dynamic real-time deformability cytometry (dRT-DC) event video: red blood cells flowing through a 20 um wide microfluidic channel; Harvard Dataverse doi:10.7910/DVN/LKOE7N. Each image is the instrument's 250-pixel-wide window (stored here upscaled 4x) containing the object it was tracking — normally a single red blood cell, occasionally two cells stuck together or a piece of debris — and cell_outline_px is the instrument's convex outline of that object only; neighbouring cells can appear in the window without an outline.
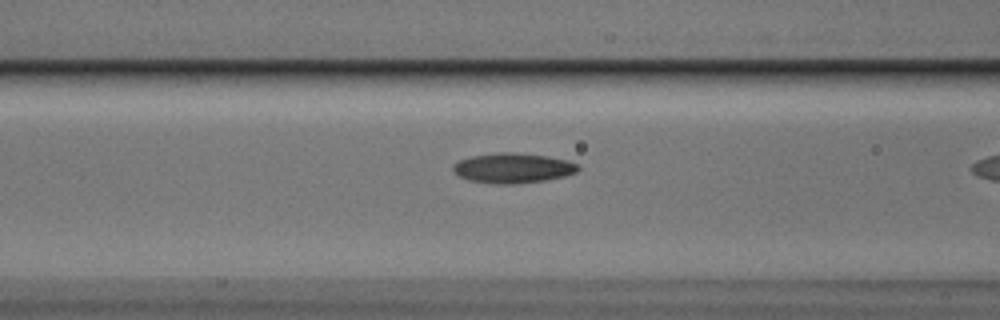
{"species": "Egyptian fruit bat (a non-hibernating species)", "species_latin": "Rousettus aegyptiacus", "temperature_condition": "cold", "stored_images_in_passage": 39, "camera_frame_rate_fps": 3000, "um_per_image_px": 0.085, "animal": {"sex": "male"}, "frame": {"image": 1, "passage_image": 18, "time_ms": 5.667, "image_size_px": [1000, 320], "cell_outline_px": [[580, 168], [576, 172], [564, 176], [544, 180], [512, 184], [496, 184], [468, 180], [460, 176], [452, 168], [452, 164], [460, 160], [472, 156], [496, 152], [512, 152], [544, 156], [568, 160], [580, 164]], "centroid_in_image_um": [43.6, 14.28], "position_along_channel_um": 123.0, "area_um2": 21.73}}
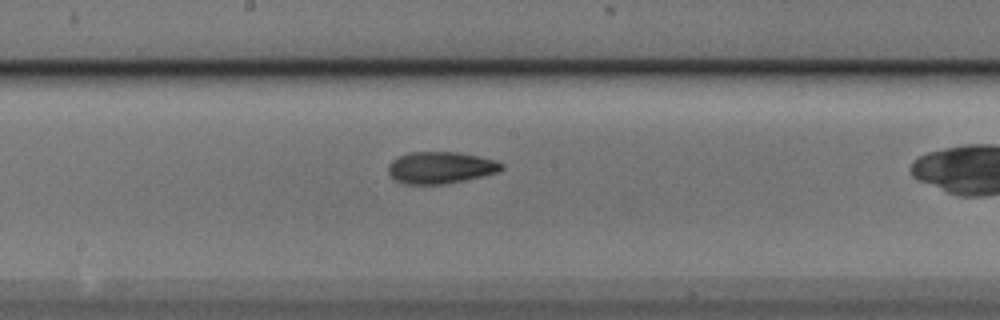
{"frame": {"image": 2, "passage_image": 25, "time_ms": 8.0, "image_size_px": [1000, 320], "cell_outline_px": [[504, 168], [500, 172], [464, 180], [444, 184], [404, 184], [396, 180], [388, 172], [388, 164], [392, 160], [408, 152], [456, 152], [496, 160], [504, 164]], "centroid_in_image_um": [37.46, 14.25], "position_along_channel_um": 210.7, "area_um2": 20.98}}
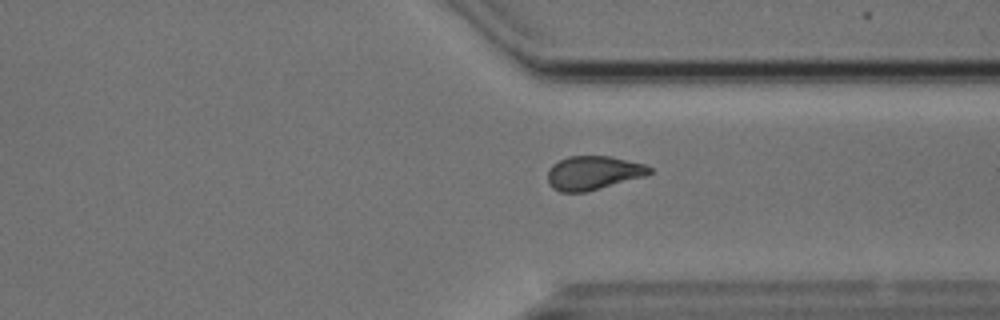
{"frame": {"image": 3, "passage_image": 37, "time_ms": 12.0, "image_size_px": [1000, 320], "cell_outline_px": [[652, 172], [648, 176], [584, 192], [560, 192], [552, 188], [548, 184], [548, 172], [552, 164], [568, 156], [608, 156], [644, 164], [652, 168]], "centroid_in_image_um": [50.43, 14.7], "position_along_channel_um": 361.0, "area_um2": 20.11}}